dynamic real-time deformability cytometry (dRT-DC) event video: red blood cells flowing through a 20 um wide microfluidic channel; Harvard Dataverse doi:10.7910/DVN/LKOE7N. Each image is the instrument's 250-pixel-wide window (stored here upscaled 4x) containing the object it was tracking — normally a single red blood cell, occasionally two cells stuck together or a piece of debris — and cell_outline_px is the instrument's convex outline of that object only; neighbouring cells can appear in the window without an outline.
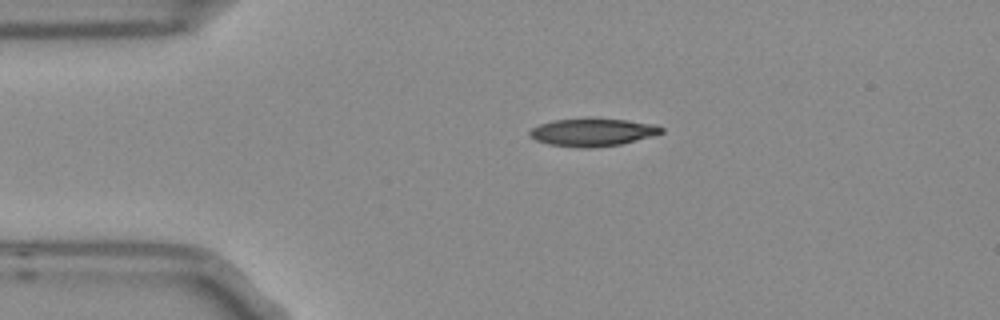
{"species": "Egyptian fruit bat (a non-hibernating species)", "species_latin": "Rousettus aegyptiacus", "temperature_condition": "room temperature", "stored_images_in_passage": 2, "camera_frame_rate_fps": 3000, "um_per_image_px": 0.085, "frame": {"image": 1, "passage_image": 1, "time_ms": 0.0, "image_size_px": [1000, 320], "cell_outline_px": [[664, 132], [652, 136], [620, 144], [588, 148], [580, 148], [548, 144], [536, 140], [528, 136], [528, 132], [532, 128], [540, 124], [556, 120], [588, 116], [628, 120], [656, 124], [664, 128]], "centroid_in_image_um": [50.37, 11.21], "position_along_channel_um": 34.6, "area_um2": 21.85}}